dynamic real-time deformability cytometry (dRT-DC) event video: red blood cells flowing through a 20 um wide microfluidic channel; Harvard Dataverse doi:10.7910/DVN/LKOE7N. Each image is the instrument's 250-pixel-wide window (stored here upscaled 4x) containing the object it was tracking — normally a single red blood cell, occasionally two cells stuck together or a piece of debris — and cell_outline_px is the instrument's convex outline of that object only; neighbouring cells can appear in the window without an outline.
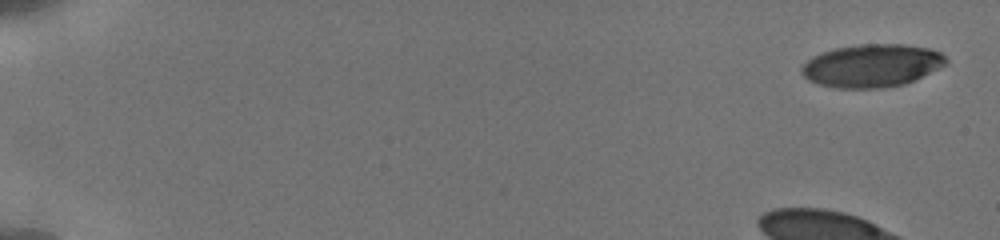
{"species": "human", "species_latin": "Homo sapiens", "temperature_condition": "cold", "stored_images_in_passage": 15, "camera_frame_rate_fps": 3000, "um_per_image_px": 0.085, "donor": {"sex": "male"}, "frame": {"image": 1, "passage_image": 1, "time_ms": 0.0, "image_size_px": [1000, 240], "cell_outline_px": [[948, 64], [904, 84], [880, 88], [836, 88], [820, 84], [808, 80], [800, 72], [800, 68], [812, 56], [820, 52], [836, 48], [860, 44], [904, 44], [928, 48], [940, 52], [948, 60]], "centroid_in_image_um": [74.09, 5.57], "position_along_channel_um": 10.9, "area_um2": 36.07}}